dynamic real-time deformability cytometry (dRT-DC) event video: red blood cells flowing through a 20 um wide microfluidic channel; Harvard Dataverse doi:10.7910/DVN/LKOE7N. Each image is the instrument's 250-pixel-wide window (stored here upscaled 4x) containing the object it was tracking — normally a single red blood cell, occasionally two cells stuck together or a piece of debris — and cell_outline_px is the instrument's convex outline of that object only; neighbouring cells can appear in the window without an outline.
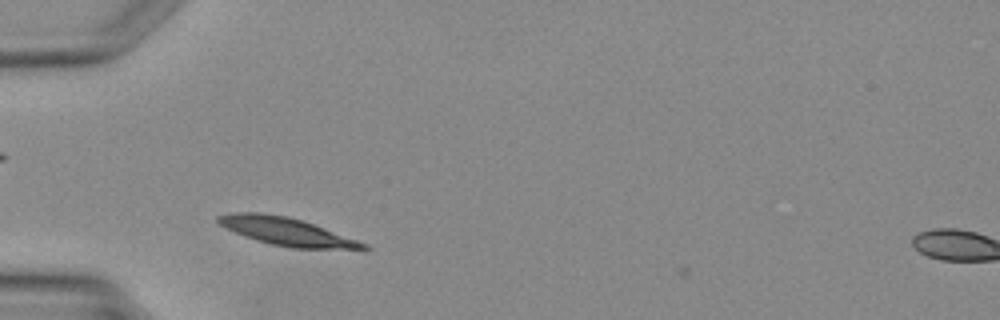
{"species": "Egyptian fruit bat (a non-hibernating species)", "species_latin": "Rousettus aegyptiacus", "temperature_condition": "warm", "stored_images_in_passage": 1, "camera_frame_rate_fps": 3000, "um_per_image_px": 0.085, "animal": {"sex": "female"}, "frame": {"image": 1, "passage_image": 1, "time_ms": 0.0, "image_size_px": [1000, 320], "cell_outline_px": [[372, 248], [292, 248], [272, 244], [256, 240], [244, 236], [220, 224], [216, 220], [216, 216], [232, 212], [260, 212], [288, 216], [304, 220], [368, 244]], "centroid_in_image_um": [24.33, 19.65], "position_along_channel_um": 60.7, "area_um2": 23.29}}